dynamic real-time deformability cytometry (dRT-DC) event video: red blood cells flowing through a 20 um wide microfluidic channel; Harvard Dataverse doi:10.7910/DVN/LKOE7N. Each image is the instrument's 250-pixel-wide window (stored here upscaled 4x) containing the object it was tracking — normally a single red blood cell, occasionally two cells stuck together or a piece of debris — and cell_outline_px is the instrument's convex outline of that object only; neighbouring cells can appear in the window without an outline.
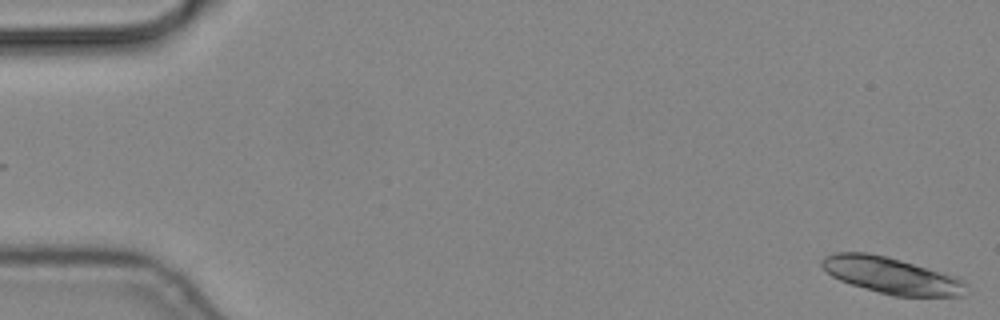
{"species": "common noctule bat (a hibernating species)", "species_latin": "Nyctalus noctula", "temperature_condition": "cold", "stored_images_in_passage": 8, "camera_frame_rate_fps": 3000, "um_per_image_px": 0.085, "animal": {"sex": "male", "body_mass_g": 19.2, "forearm_length_mm": 51.8}, "frame": {"image": 1, "passage_image": 1, "time_ms": 0.0, "image_size_px": [1000, 320], "cell_outline_px": [[968, 284], [964, 296], [892, 296], [852, 284], [840, 280], [832, 276], [820, 264], [820, 260], [824, 256], [836, 252], [868, 252], [900, 260], [956, 276], [964, 280]], "centroid_in_image_um": [75.79, 23.41], "position_along_channel_um": 9.2, "area_um2": 30.52}}